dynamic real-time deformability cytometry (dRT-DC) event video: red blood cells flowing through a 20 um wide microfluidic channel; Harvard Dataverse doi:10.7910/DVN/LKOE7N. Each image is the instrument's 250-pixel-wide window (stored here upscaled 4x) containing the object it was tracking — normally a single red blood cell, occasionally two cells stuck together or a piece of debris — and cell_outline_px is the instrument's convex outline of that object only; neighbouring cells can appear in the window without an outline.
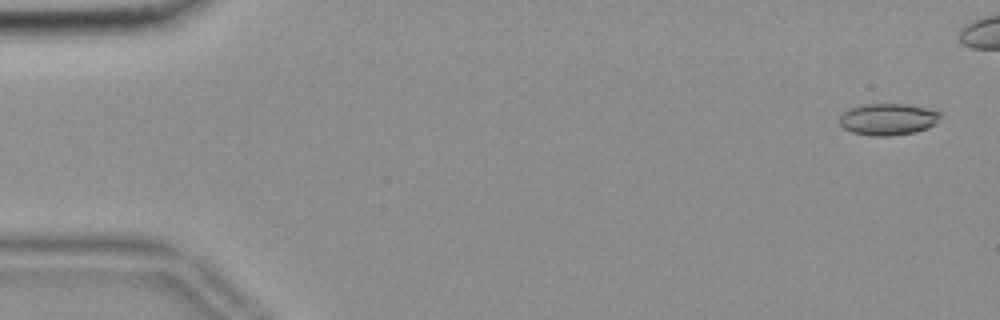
{"species": "common noctule bat (a hibernating species)", "species_latin": "Nyctalus noctula", "temperature_condition": "room temperature", "stored_images_in_passage": 47, "camera_frame_rate_fps": 3000, "um_per_image_px": 0.085, "animal": {"sex": "female", "body_mass_g": 18.4}, "frame": {"image": 1, "passage_image": 1, "time_ms": 0.0, "image_size_px": [1000, 320], "cell_outline_px": [[940, 116], [928, 128], [916, 132], [888, 136], [872, 136], [852, 132], [844, 128], [840, 124], [840, 116], [848, 108], [864, 104], [908, 104], [940, 112]], "centroid_in_image_um": [75.43, 10.14], "position_along_channel_um": 9.6, "area_um2": 18.44}}
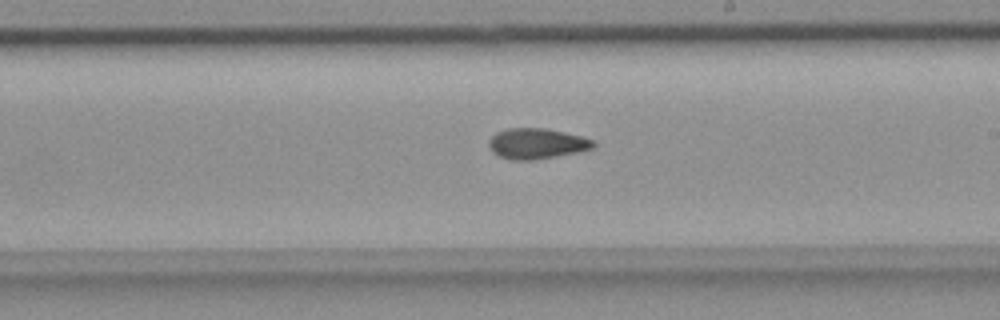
{"frame": {"image": 2, "passage_image": 31, "time_ms": 10.0, "image_size_px": [1000, 320], "cell_outline_px": [[596, 144], [592, 148], [576, 152], [532, 160], [512, 160], [500, 156], [492, 152], [488, 144], [488, 140], [496, 132], [508, 128], [544, 128], [564, 132], [580, 136], [592, 140]], "centroid_in_image_um": [45.57, 12.2], "position_along_channel_um": 243.4, "area_um2": 18.38}}
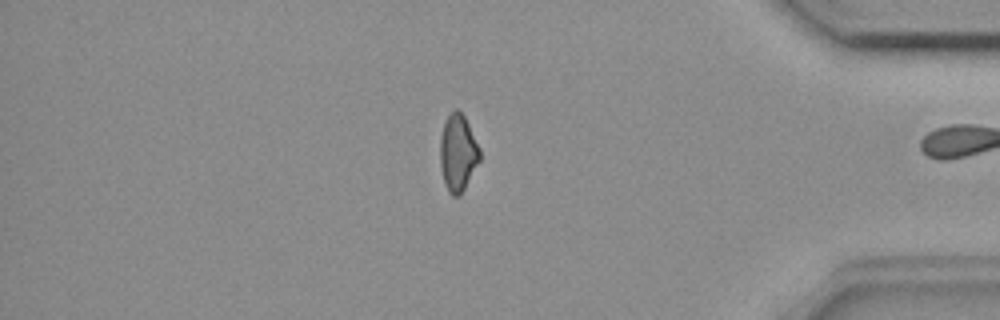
{"frame": {"image": 3, "passage_image": 46, "time_ms": 15.0, "image_size_px": [1000, 320], "cell_outline_px": [[480, 160], [460, 196], [452, 196], [448, 192], [444, 184], [440, 164], [440, 136], [444, 120], [456, 108], [464, 116], [480, 148]], "centroid_in_image_um": [38.9, 13.01], "position_along_channel_um": 396.3, "area_um2": 17.8}, "authors_computed_cell_mechanics": {"area_um2": 18.4382, "velocity_mm_per_s": 3.687, "shape_relaxation_time_tau1_ms": null, "shape_relaxation_time_tau2_ms": 3.1697, "deformation_change_tau1": null, "deformation_change_tau2": 0.0881}}